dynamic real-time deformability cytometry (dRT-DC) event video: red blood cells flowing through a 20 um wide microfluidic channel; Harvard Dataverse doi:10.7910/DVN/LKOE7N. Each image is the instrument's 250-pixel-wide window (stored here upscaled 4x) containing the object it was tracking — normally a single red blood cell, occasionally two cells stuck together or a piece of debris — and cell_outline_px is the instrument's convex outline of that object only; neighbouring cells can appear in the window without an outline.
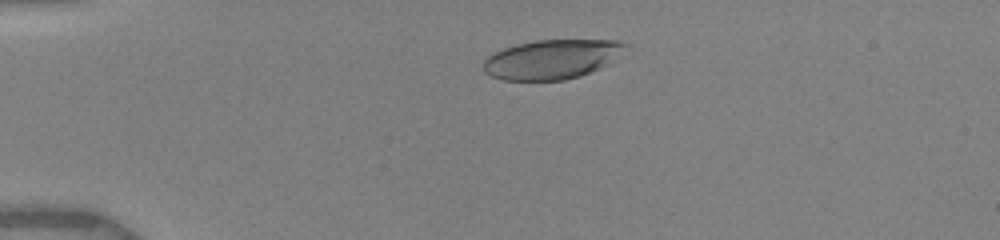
{"species": "human", "species_latin": "Homo sapiens", "temperature_condition": "warm", "stored_images_in_passage": 9, "camera_frame_rate_fps": 3000, "um_per_image_px": 0.085, "donor": {"sex": "female"}, "frame": {"image": 1, "passage_image": 3, "time_ms": 2.0, "image_size_px": [1000, 240], "cell_outline_px": [[628, 44], [608, 64], [600, 68], [580, 76], [564, 80], [504, 80], [492, 76], [484, 72], [484, 60], [488, 56], [504, 48], [516, 44], [536, 40], [616, 40]], "centroid_in_image_um": [46.88, 5.04], "position_along_channel_um": 38.1, "area_um2": 32.25}}
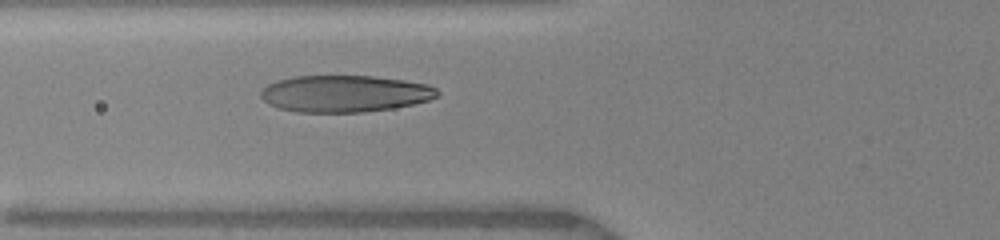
{"frame": {"image": 2, "passage_image": 6, "time_ms": 4.667, "image_size_px": [1000, 240], "cell_outline_px": [[440, 96], [428, 100], [412, 104], [392, 108], [364, 112], [296, 112], [280, 108], [268, 104], [260, 96], [260, 92], [268, 84], [276, 80], [296, 76], [372, 76], [404, 80], [428, 84], [436, 88], [440, 92]], "centroid_in_image_um": [29.31, 7.96], "position_along_channel_um": 96.5, "area_um2": 37.92}}
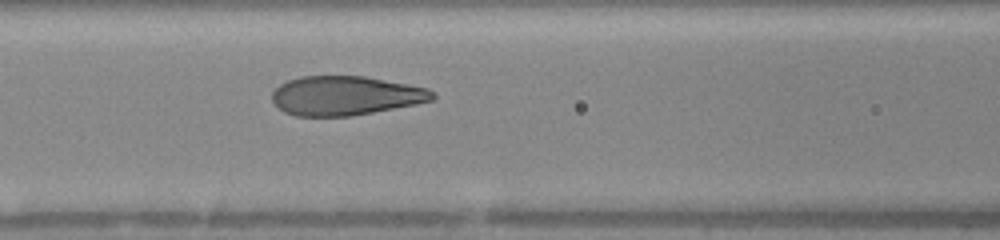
{"frame": {"image": 3, "passage_image": 9, "time_ms": 5.667, "image_size_px": [1000, 240], "cell_outline_px": [[436, 96], [432, 100], [416, 104], [352, 116], [296, 116], [284, 112], [272, 100], [272, 92], [280, 84], [288, 80], [300, 76], [364, 76], [428, 88]], "centroid_in_image_um": [29.35, 8.13], "position_along_channel_um": 137.3, "area_um2": 36.53}}